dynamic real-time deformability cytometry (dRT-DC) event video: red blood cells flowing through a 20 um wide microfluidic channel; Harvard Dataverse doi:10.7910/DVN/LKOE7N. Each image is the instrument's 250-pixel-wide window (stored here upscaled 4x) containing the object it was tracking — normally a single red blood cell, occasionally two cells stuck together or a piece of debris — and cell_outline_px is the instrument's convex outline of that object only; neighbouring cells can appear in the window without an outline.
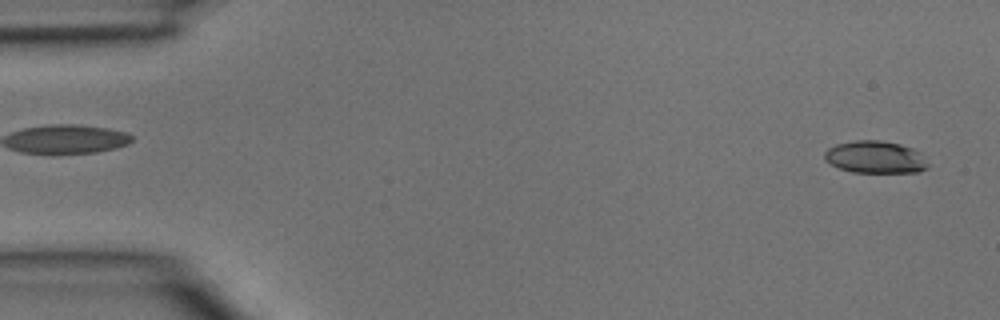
{"species": "common noctule bat (a hibernating species)", "species_latin": "Nyctalus noctula", "temperature_condition": "room temperature", "stored_images_in_passage": 4, "camera_frame_rate_fps": 3000, "um_per_image_px": 0.085, "animal": {"sex": "male", "body_mass_g": 15.6}, "frame": {"image": 1, "passage_image": 4, "time_ms": 1.0, "image_size_px": [1000, 320], "cell_outline_px": [[928, 168], [920, 172], [852, 172], [840, 168], [824, 160], [824, 152], [828, 148], [836, 144], [856, 140], [880, 140], [900, 144], [912, 148], [920, 152], [928, 164]], "centroid_in_image_um": [74.4, 13.35], "position_along_channel_um": 10.6, "area_um2": 19.48}}